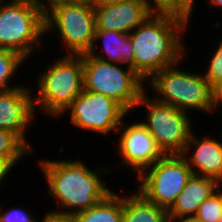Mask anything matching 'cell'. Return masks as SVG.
<instances>
[{"instance_id": "9", "label": "cell", "mask_w": 222, "mask_h": 222, "mask_svg": "<svg viewBox=\"0 0 222 222\" xmlns=\"http://www.w3.org/2000/svg\"><path fill=\"white\" fill-rule=\"evenodd\" d=\"M193 175L183 155H164L137 178V191L148 201L169 210Z\"/></svg>"}, {"instance_id": "1", "label": "cell", "mask_w": 222, "mask_h": 222, "mask_svg": "<svg viewBox=\"0 0 222 222\" xmlns=\"http://www.w3.org/2000/svg\"><path fill=\"white\" fill-rule=\"evenodd\" d=\"M38 163L48 185L47 195L54 197L61 208L48 210L46 211L48 214L71 218L74 214L95 206L113 191L107 188L105 180L100 178L101 173L105 174L111 168L99 166V170H91L78 158L76 160L47 158L40 159Z\"/></svg>"}, {"instance_id": "23", "label": "cell", "mask_w": 222, "mask_h": 222, "mask_svg": "<svg viewBox=\"0 0 222 222\" xmlns=\"http://www.w3.org/2000/svg\"><path fill=\"white\" fill-rule=\"evenodd\" d=\"M217 43H219L218 47L210 56L207 71L202 73L212 88L222 82V41Z\"/></svg>"}, {"instance_id": "6", "label": "cell", "mask_w": 222, "mask_h": 222, "mask_svg": "<svg viewBox=\"0 0 222 222\" xmlns=\"http://www.w3.org/2000/svg\"><path fill=\"white\" fill-rule=\"evenodd\" d=\"M44 35L45 15L33 0L0 3V49L15 51L28 60L41 48Z\"/></svg>"}, {"instance_id": "7", "label": "cell", "mask_w": 222, "mask_h": 222, "mask_svg": "<svg viewBox=\"0 0 222 222\" xmlns=\"http://www.w3.org/2000/svg\"><path fill=\"white\" fill-rule=\"evenodd\" d=\"M95 28L94 6L87 0L60 4L45 14V34L58 35L62 48L67 50L66 55L88 53L94 42Z\"/></svg>"}, {"instance_id": "25", "label": "cell", "mask_w": 222, "mask_h": 222, "mask_svg": "<svg viewBox=\"0 0 222 222\" xmlns=\"http://www.w3.org/2000/svg\"><path fill=\"white\" fill-rule=\"evenodd\" d=\"M37 8L45 15L51 9L60 4L70 3L77 0H33Z\"/></svg>"}, {"instance_id": "10", "label": "cell", "mask_w": 222, "mask_h": 222, "mask_svg": "<svg viewBox=\"0 0 222 222\" xmlns=\"http://www.w3.org/2000/svg\"><path fill=\"white\" fill-rule=\"evenodd\" d=\"M67 111L74 127L105 136L113 131L117 134L122 120L129 115L111 98L85 90L74 99L62 116Z\"/></svg>"}, {"instance_id": "13", "label": "cell", "mask_w": 222, "mask_h": 222, "mask_svg": "<svg viewBox=\"0 0 222 222\" xmlns=\"http://www.w3.org/2000/svg\"><path fill=\"white\" fill-rule=\"evenodd\" d=\"M95 29L113 30L130 34L150 15L144 0H120L113 4L94 7Z\"/></svg>"}, {"instance_id": "33", "label": "cell", "mask_w": 222, "mask_h": 222, "mask_svg": "<svg viewBox=\"0 0 222 222\" xmlns=\"http://www.w3.org/2000/svg\"><path fill=\"white\" fill-rule=\"evenodd\" d=\"M218 222H222V214L220 215Z\"/></svg>"}, {"instance_id": "16", "label": "cell", "mask_w": 222, "mask_h": 222, "mask_svg": "<svg viewBox=\"0 0 222 222\" xmlns=\"http://www.w3.org/2000/svg\"><path fill=\"white\" fill-rule=\"evenodd\" d=\"M99 41L103 45L100 48L102 53L97 54L98 51L96 50L98 48L96 44ZM133 49L129 34L113 30L95 29L94 42L88 54L109 63L127 65V67L134 70Z\"/></svg>"}, {"instance_id": "34", "label": "cell", "mask_w": 222, "mask_h": 222, "mask_svg": "<svg viewBox=\"0 0 222 222\" xmlns=\"http://www.w3.org/2000/svg\"><path fill=\"white\" fill-rule=\"evenodd\" d=\"M4 2H6V0H0V3H4Z\"/></svg>"}, {"instance_id": "4", "label": "cell", "mask_w": 222, "mask_h": 222, "mask_svg": "<svg viewBox=\"0 0 222 222\" xmlns=\"http://www.w3.org/2000/svg\"><path fill=\"white\" fill-rule=\"evenodd\" d=\"M180 63L163 68L146 81V85L149 83L155 93L153 98L188 113L196 110L211 115L213 88L202 72L192 73L180 69L178 66Z\"/></svg>"}, {"instance_id": "20", "label": "cell", "mask_w": 222, "mask_h": 222, "mask_svg": "<svg viewBox=\"0 0 222 222\" xmlns=\"http://www.w3.org/2000/svg\"><path fill=\"white\" fill-rule=\"evenodd\" d=\"M33 151L13 132L0 130V156L9 158L16 166ZM25 156V157H24Z\"/></svg>"}, {"instance_id": "32", "label": "cell", "mask_w": 222, "mask_h": 222, "mask_svg": "<svg viewBox=\"0 0 222 222\" xmlns=\"http://www.w3.org/2000/svg\"><path fill=\"white\" fill-rule=\"evenodd\" d=\"M192 13L194 11L195 1L196 0H180Z\"/></svg>"}, {"instance_id": "17", "label": "cell", "mask_w": 222, "mask_h": 222, "mask_svg": "<svg viewBox=\"0 0 222 222\" xmlns=\"http://www.w3.org/2000/svg\"><path fill=\"white\" fill-rule=\"evenodd\" d=\"M123 222H170L168 210L135 191L123 196Z\"/></svg>"}, {"instance_id": "29", "label": "cell", "mask_w": 222, "mask_h": 222, "mask_svg": "<svg viewBox=\"0 0 222 222\" xmlns=\"http://www.w3.org/2000/svg\"><path fill=\"white\" fill-rule=\"evenodd\" d=\"M119 1L120 0H91L90 2L94 7H99V6H104L107 4H113Z\"/></svg>"}, {"instance_id": "14", "label": "cell", "mask_w": 222, "mask_h": 222, "mask_svg": "<svg viewBox=\"0 0 222 222\" xmlns=\"http://www.w3.org/2000/svg\"><path fill=\"white\" fill-rule=\"evenodd\" d=\"M194 132L183 152L192 173L216 179L222 184V142L208 135L200 139Z\"/></svg>"}, {"instance_id": "3", "label": "cell", "mask_w": 222, "mask_h": 222, "mask_svg": "<svg viewBox=\"0 0 222 222\" xmlns=\"http://www.w3.org/2000/svg\"><path fill=\"white\" fill-rule=\"evenodd\" d=\"M38 76V89L33 92L34 111L41 109L46 116L56 118L72 104L83 91L82 55H66L58 57Z\"/></svg>"}, {"instance_id": "22", "label": "cell", "mask_w": 222, "mask_h": 222, "mask_svg": "<svg viewBox=\"0 0 222 222\" xmlns=\"http://www.w3.org/2000/svg\"><path fill=\"white\" fill-rule=\"evenodd\" d=\"M222 214V186L198 208L195 218L201 222H218Z\"/></svg>"}, {"instance_id": "21", "label": "cell", "mask_w": 222, "mask_h": 222, "mask_svg": "<svg viewBox=\"0 0 222 222\" xmlns=\"http://www.w3.org/2000/svg\"><path fill=\"white\" fill-rule=\"evenodd\" d=\"M149 12L157 15H171L190 24L193 13L180 0H144Z\"/></svg>"}, {"instance_id": "31", "label": "cell", "mask_w": 222, "mask_h": 222, "mask_svg": "<svg viewBox=\"0 0 222 222\" xmlns=\"http://www.w3.org/2000/svg\"><path fill=\"white\" fill-rule=\"evenodd\" d=\"M170 222H201L195 217H184L180 219L170 220Z\"/></svg>"}, {"instance_id": "2", "label": "cell", "mask_w": 222, "mask_h": 222, "mask_svg": "<svg viewBox=\"0 0 222 222\" xmlns=\"http://www.w3.org/2000/svg\"><path fill=\"white\" fill-rule=\"evenodd\" d=\"M189 26L171 15L151 14L129 34L134 48V71L145 82L163 68L183 61L187 49L182 37Z\"/></svg>"}, {"instance_id": "26", "label": "cell", "mask_w": 222, "mask_h": 222, "mask_svg": "<svg viewBox=\"0 0 222 222\" xmlns=\"http://www.w3.org/2000/svg\"><path fill=\"white\" fill-rule=\"evenodd\" d=\"M14 167L15 164L9 158L0 156V188L3 181L7 179L6 177Z\"/></svg>"}, {"instance_id": "19", "label": "cell", "mask_w": 222, "mask_h": 222, "mask_svg": "<svg viewBox=\"0 0 222 222\" xmlns=\"http://www.w3.org/2000/svg\"><path fill=\"white\" fill-rule=\"evenodd\" d=\"M25 61L26 59L15 51L0 49V91L21 87L18 84L11 85L10 81L18 73L20 66L23 67Z\"/></svg>"}, {"instance_id": "8", "label": "cell", "mask_w": 222, "mask_h": 222, "mask_svg": "<svg viewBox=\"0 0 222 222\" xmlns=\"http://www.w3.org/2000/svg\"><path fill=\"white\" fill-rule=\"evenodd\" d=\"M139 106L146 108V118L141 123L152 135L163 155H183L195 129L188 112L149 97L147 91L138 101L136 107Z\"/></svg>"}, {"instance_id": "28", "label": "cell", "mask_w": 222, "mask_h": 222, "mask_svg": "<svg viewBox=\"0 0 222 222\" xmlns=\"http://www.w3.org/2000/svg\"><path fill=\"white\" fill-rule=\"evenodd\" d=\"M37 222H72L70 218L66 217H59L52 214L45 213L43 216V219L39 220Z\"/></svg>"}, {"instance_id": "12", "label": "cell", "mask_w": 222, "mask_h": 222, "mask_svg": "<svg viewBox=\"0 0 222 222\" xmlns=\"http://www.w3.org/2000/svg\"><path fill=\"white\" fill-rule=\"evenodd\" d=\"M28 87L23 84L21 87L0 91V130L15 133L34 152L32 144L26 138L28 127L36 117L32 87Z\"/></svg>"}, {"instance_id": "24", "label": "cell", "mask_w": 222, "mask_h": 222, "mask_svg": "<svg viewBox=\"0 0 222 222\" xmlns=\"http://www.w3.org/2000/svg\"><path fill=\"white\" fill-rule=\"evenodd\" d=\"M0 205V222H37L36 216L29 214L24 211L22 208L15 207V208H9L8 210L3 208L1 209Z\"/></svg>"}, {"instance_id": "15", "label": "cell", "mask_w": 222, "mask_h": 222, "mask_svg": "<svg viewBox=\"0 0 222 222\" xmlns=\"http://www.w3.org/2000/svg\"><path fill=\"white\" fill-rule=\"evenodd\" d=\"M221 186L216 179L193 174L168 210L169 220L194 217L200 205Z\"/></svg>"}, {"instance_id": "11", "label": "cell", "mask_w": 222, "mask_h": 222, "mask_svg": "<svg viewBox=\"0 0 222 222\" xmlns=\"http://www.w3.org/2000/svg\"><path fill=\"white\" fill-rule=\"evenodd\" d=\"M125 122L123 119L117 130L120 136L117 139V143L115 141L112 143L114 145L118 144V147H116L118 148L117 153L122 160L116 167L119 169L121 166H126L133 172L135 171L138 177L164 155L159 150L152 135L141 122L135 121L132 124Z\"/></svg>"}, {"instance_id": "27", "label": "cell", "mask_w": 222, "mask_h": 222, "mask_svg": "<svg viewBox=\"0 0 222 222\" xmlns=\"http://www.w3.org/2000/svg\"><path fill=\"white\" fill-rule=\"evenodd\" d=\"M222 106V82L219 83L217 86L213 88V107H212V114L216 113L215 110L217 107ZM215 110V112H214Z\"/></svg>"}, {"instance_id": "18", "label": "cell", "mask_w": 222, "mask_h": 222, "mask_svg": "<svg viewBox=\"0 0 222 222\" xmlns=\"http://www.w3.org/2000/svg\"><path fill=\"white\" fill-rule=\"evenodd\" d=\"M72 222H123V194L112 191L95 206L74 214Z\"/></svg>"}, {"instance_id": "5", "label": "cell", "mask_w": 222, "mask_h": 222, "mask_svg": "<svg viewBox=\"0 0 222 222\" xmlns=\"http://www.w3.org/2000/svg\"><path fill=\"white\" fill-rule=\"evenodd\" d=\"M83 90L111 98L128 114L135 111L146 82L130 67L82 54Z\"/></svg>"}, {"instance_id": "30", "label": "cell", "mask_w": 222, "mask_h": 222, "mask_svg": "<svg viewBox=\"0 0 222 222\" xmlns=\"http://www.w3.org/2000/svg\"><path fill=\"white\" fill-rule=\"evenodd\" d=\"M208 3L209 4H207V5H209V6L211 5L210 8H212V9L214 7L218 8V9L220 8V10L222 11V0H208Z\"/></svg>"}]
</instances>
